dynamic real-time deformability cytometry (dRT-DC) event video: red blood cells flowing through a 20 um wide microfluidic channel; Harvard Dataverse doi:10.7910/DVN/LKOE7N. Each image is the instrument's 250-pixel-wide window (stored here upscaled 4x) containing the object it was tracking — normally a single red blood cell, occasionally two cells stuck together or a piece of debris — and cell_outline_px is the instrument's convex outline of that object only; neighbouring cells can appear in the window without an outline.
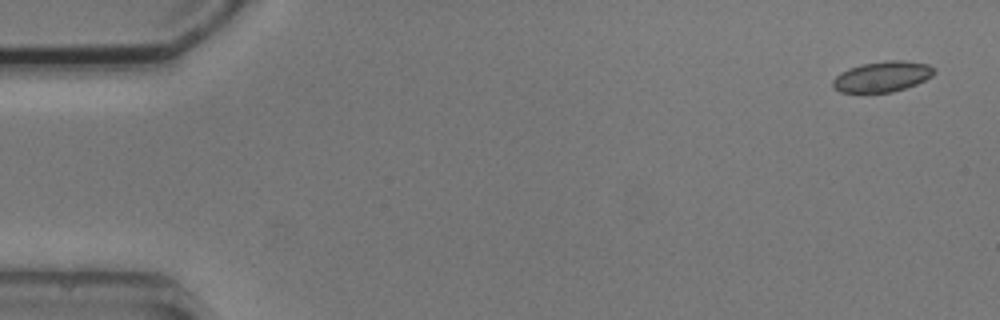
{"species": "common noctule bat (a hibernating species)", "species_latin": "Nyctalus noctula", "temperature_condition": "cold", "stored_images_in_passage": 3, "camera_frame_rate_fps": 3000, "um_per_image_px": 0.085, "animal": {"sex": "male", "body_mass_g": 20.5, "forearm_length_mm": 52.5}, "frame": {"image": 1, "passage_image": 1, "time_ms": 0.0, "image_size_px": [1000, 320], "cell_outline_px": [[936, 72], [932, 76], [916, 84], [892, 92], [840, 92], [832, 88], [832, 80], [840, 72], [848, 68], [860, 64], [884, 60], [904, 60], [928, 64], [936, 68]], "centroid_in_image_um": [74.98, 6.49], "position_along_channel_um": 10.0, "area_um2": 18.26}}